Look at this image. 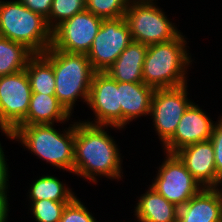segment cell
Returning a JSON list of instances; mask_svg holds the SVG:
<instances>
[{
  "label": "cell",
  "instance_id": "18",
  "mask_svg": "<svg viewBox=\"0 0 222 222\" xmlns=\"http://www.w3.org/2000/svg\"><path fill=\"white\" fill-rule=\"evenodd\" d=\"M147 50L148 45L132 41L107 73L118 82H143L142 68Z\"/></svg>",
  "mask_w": 222,
  "mask_h": 222
},
{
  "label": "cell",
  "instance_id": "1",
  "mask_svg": "<svg viewBox=\"0 0 222 222\" xmlns=\"http://www.w3.org/2000/svg\"><path fill=\"white\" fill-rule=\"evenodd\" d=\"M109 127L122 130L115 126L91 125L81 120L75 122L74 175L95 184L99 176L118 181L123 177L120 146L105 131Z\"/></svg>",
  "mask_w": 222,
  "mask_h": 222
},
{
  "label": "cell",
  "instance_id": "26",
  "mask_svg": "<svg viewBox=\"0 0 222 222\" xmlns=\"http://www.w3.org/2000/svg\"><path fill=\"white\" fill-rule=\"evenodd\" d=\"M59 222H97L83 202L76 196L65 206Z\"/></svg>",
  "mask_w": 222,
  "mask_h": 222
},
{
  "label": "cell",
  "instance_id": "15",
  "mask_svg": "<svg viewBox=\"0 0 222 222\" xmlns=\"http://www.w3.org/2000/svg\"><path fill=\"white\" fill-rule=\"evenodd\" d=\"M177 222H222V191L203 188L178 208Z\"/></svg>",
  "mask_w": 222,
  "mask_h": 222
},
{
  "label": "cell",
  "instance_id": "5",
  "mask_svg": "<svg viewBox=\"0 0 222 222\" xmlns=\"http://www.w3.org/2000/svg\"><path fill=\"white\" fill-rule=\"evenodd\" d=\"M0 36L23 44L33 54L46 52L52 44L46 19L19 0H0Z\"/></svg>",
  "mask_w": 222,
  "mask_h": 222
},
{
  "label": "cell",
  "instance_id": "13",
  "mask_svg": "<svg viewBox=\"0 0 222 222\" xmlns=\"http://www.w3.org/2000/svg\"><path fill=\"white\" fill-rule=\"evenodd\" d=\"M214 122L206 111L192 102L181 117L174 135L162 149L166 153L175 154L185 146L210 140L216 124Z\"/></svg>",
  "mask_w": 222,
  "mask_h": 222
},
{
  "label": "cell",
  "instance_id": "17",
  "mask_svg": "<svg viewBox=\"0 0 222 222\" xmlns=\"http://www.w3.org/2000/svg\"><path fill=\"white\" fill-rule=\"evenodd\" d=\"M71 114L55 95L32 93L25 119L18 126L69 122Z\"/></svg>",
  "mask_w": 222,
  "mask_h": 222
},
{
  "label": "cell",
  "instance_id": "6",
  "mask_svg": "<svg viewBox=\"0 0 222 222\" xmlns=\"http://www.w3.org/2000/svg\"><path fill=\"white\" fill-rule=\"evenodd\" d=\"M155 3L156 0H130L124 18L133 41L151 45L173 40L181 33Z\"/></svg>",
  "mask_w": 222,
  "mask_h": 222
},
{
  "label": "cell",
  "instance_id": "11",
  "mask_svg": "<svg viewBox=\"0 0 222 222\" xmlns=\"http://www.w3.org/2000/svg\"><path fill=\"white\" fill-rule=\"evenodd\" d=\"M102 20L87 10L75 14L52 30L51 47L70 53L87 54L101 27Z\"/></svg>",
  "mask_w": 222,
  "mask_h": 222
},
{
  "label": "cell",
  "instance_id": "21",
  "mask_svg": "<svg viewBox=\"0 0 222 222\" xmlns=\"http://www.w3.org/2000/svg\"><path fill=\"white\" fill-rule=\"evenodd\" d=\"M33 55L23 44L0 36V77L24 70Z\"/></svg>",
  "mask_w": 222,
  "mask_h": 222
},
{
  "label": "cell",
  "instance_id": "25",
  "mask_svg": "<svg viewBox=\"0 0 222 222\" xmlns=\"http://www.w3.org/2000/svg\"><path fill=\"white\" fill-rule=\"evenodd\" d=\"M130 0H86V10L102 19L123 17Z\"/></svg>",
  "mask_w": 222,
  "mask_h": 222
},
{
  "label": "cell",
  "instance_id": "23",
  "mask_svg": "<svg viewBox=\"0 0 222 222\" xmlns=\"http://www.w3.org/2000/svg\"><path fill=\"white\" fill-rule=\"evenodd\" d=\"M86 10V0H53L46 19L48 27L53 30L61 22Z\"/></svg>",
  "mask_w": 222,
  "mask_h": 222
},
{
  "label": "cell",
  "instance_id": "20",
  "mask_svg": "<svg viewBox=\"0 0 222 222\" xmlns=\"http://www.w3.org/2000/svg\"><path fill=\"white\" fill-rule=\"evenodd\" d=\"M25 70L32 93L55 95L53 66L41 54H34L28 60Z\"/></svg>",
  "mask_w": 222,
  "mask_h": 222
},
{
  "label": "cell",
  "instance_id": "24",
  "mask_svg": "<svg viewBox=\"0 0 222 222\" xmlns=\"http://www.w3.org/2000/svg\"><path fill=\"white\" fill-rule=\"evenodd\" d=\"M29 201L31 205L29 210L37 222H59L65 206L70 203L55 202L49 199Z\"/></svg>",
  "mask_w": 222,
  "mask_h": 222
},
{
  "label": "cell",
  "instance_id": "12",
  "mask_svg": "<svg viewBox=\"0 0 222 222\" xmlns=\"http://www.w3.org/2000/svg\"><path fill=\"white\" fill-rule=\"evenodd\" d=\"M87 105L93 111L91 125L115 126L121 128V105H119V82L107 72H95L89 91Z\"/></svg>",
  "mask_w": 222,
  "mask_h": 222
},
{
  "label": "cell",
  "instance_id": "22",
  "mask_svg": "<svg viewBox=\"0 0 222 222\" xmlns=\"http://www.w3.org/2000/svg\"><path fill=\"white\" fill-rule=\"evenodd\" d=\"M28 190L30 200H52L55 202H71L76 195L74 192L53 175H42L33 181Z\"/></svg>",
  "mask_w": 222,
  "mask_h": 222
},
{
  "label": "cell",
  "instance_id": "16",
  "mask_svg": "<svg viewBox=\"0 0 222 222\" xmlns=\"http://www.w3.org/2000/svg\"><path fill=\"white\" fill-rule=\"evenodd\" d=\"M155 89L143 82H119V105H121V128L141 116H149ZM125 126V127H124Z\"/></svg>",
  "mask_w": 222,
  "mask_h": 222
},
{
  "label": "cell",
  "instance_id": "7",
  "mask_svg": "<svg viewBox=\"0 0 222 222\" xmlns=\"http://www.w3.org/2000/svg\"><path fill=\"white\" fill-rule=\"evenodd\" d=\"M164 154L166 157L159 165L156 178H153L154 180L149 186L170 203L180 208L203 187L190 174L176 154L166 152Z\"/></svg>",
  "mask_w": 222,
  "mask_h": 222
},
{
  "label": "cell",
  "instance_id": "3",
  "mask_svg": "<svg viewBox=\"0 0 222 222\" xmlns=\"http://www.w3.org/2000/svg\"><path fill=\"white\" fill-rule=\"evenodd\" d=\"M184 37L180 33L173 40L148 45L142 68L144 84L154 89H163L188 83L187 69L194 60L187 50V40Z\"/></svg>",
  "mask_w": 222,
  "mask_h": 222
},
{
  "label": "cell",
  "instance_id": "9",
  "mask_svg": "<svg viewBox=\"0 0 222 222\" xmlns=\"http://www.w3.org/2000/svg\"><path fill=\"white\" fill-rule=\"evenodd\" d=\"M130 29L123 17L103 19L87 57L95 72H107L118 56L132 42Z\"/></svg>",
  "mask_w": 222,
  "mask_h": 222
},
{
  "label": "cell",
  "instance_id": "2",
  "mask_svg": "<svg viewBox=\"0 0 222 222\" xmlns=\"http://www.w3.org/2000/svg\"><path fill=\"white\" fill-rule=\"evenodd\" d=\"M71 123L73 124H69L64 131L55 129L54 124L17 126L5 136L21 143L25 149L38 156V159L58 169L61 168L60 170L73 173L75 122Z\"/></svg>",
  "mask_w": 222,
  "mask_h": 222
},
{
  "label": "cell",
  "instance_id": "29",
  "mask_svg": "<svg viewBox=\"0 0 222 222\" xmlns=\"http://www.w3.org/2000/svg\"><path fill=\"white\" fill-rule=\"evenodd\" d=\"M3 147L0 143V196H7L8 186H9V168L7 164V159L5 158ZM8 181V182H7Z\"/></svg>",
  "mask_w": 222,
  "mask_h": 222
},
{
  "label": "cell",
  "instance_id": "27",
  "mask_svg": "<svg viewBox=\"0 0 222 222\" xmlns=\"http://www.w3.org/2000/svg\"><path fill=\"white\" fill-rule=\"evenodd\" d=\"M219 117L217 120L218 122L216 121L214 126L210 140L214 148L216 173L222 179V116Z\"/></svg>",
  "mask_w": 222,
  "mask_h": 222
},
{
  "label": "cell",
  "instance_id": "8",
  "mask_svg": "<svg viewBox=\"0 0 222 222\" xmlns=\"http://www.w3.org/2000/svg\"><path fill=\"white\" fill-rule=\"evenodd\" d=\"M32 89L26 70L0 77V130L10 134L26 117Z\"/></svg>",
  "mask_w": 222,
  "mask_h": 222
},
{
  "label": "cell",
  "instance_id": "14",
  "mask_svg": "<svg viewBox=\"0 0 222 222\" xmlns=\"http://www.w3.org/2000/svg\"><path fill=\"white\" fill-rule=\"evenodd\" d=\"M203 188H219L222 179L216 173L211 140L185 146L175 153Z\"/></svg>",
  "mask_w": 222,
  "mask_h": 222
},
{
  "label": "cell",
  "instance_id": "10",
  "mask_svg": "<svg viewBox=\"0 0 222 222\" xmlns=\"http://www.w3.org/2000/svg\"><path fill=\"white\" fill-rule=\"evenodd\" d=\"M188 87L185 84L154 91L150 117L162 145L174 135L181 117L192 103L187 97Z\"/></svg>",
  "mask_w": 222,
  "mask_h": 222
},
{
  "label": "cell",
  "instance_id": "28",
  "mask_svg": "<svg viewBox=\"0 0 222 222\" xmlns=\"http://www.w3.org/2000/svg\"><path fill=\"white\" fill-rule=\"evenodd\" d=\"M19 1L29 10L47 19L50 14L53 0H19Z\"/></svg>",
  "mask_w": 222,
  "mask_h": 222
},
{
  "label": "cell",
  "instance_id": "30",
  "mask_svg": "<svg viewBox=\"0 0 222 222\" xmlns=\"http://www.w3.org/2000/svg\"><path fill=\"white\" fill-rule=\"evenodd\" d=\"M7 196H0V222H7L9 213V201Z\"/></svg>",
  "mask_w": 222,
  "mask_h": 222
},
{
  "label": "cell",
  "instance_id": "19",
  "mask_svg": "<svg viewBox=\"0 0 222 222\" xmlns=\"http://www.w3.org/2000/svg\"><path fill=\"white\" fill-rule=\"evenodd\" d=\"M135 208L138 222H177L178 207L157 193L151 186L141 194Z\"/></svg>",
  "mask_w": 222,
  "mask_h": 222
},
{
  "label": "cell",
  "instance_id": "4",
  "mask_svg": "<svg viewBox=\"0 0 222 222\" xmlns=\"http://www.w3.org/2000/svg\"><path fill=\"white\" fill-rule=\"evenodd\" d=\"M41 55L53 66L56 98L72 115L77 99L81 98L87 104L95 73L87 54L50 47Z\"/></svg>",
  "mask_w": 222,
  "mask_h": 222
}]
</instances>
